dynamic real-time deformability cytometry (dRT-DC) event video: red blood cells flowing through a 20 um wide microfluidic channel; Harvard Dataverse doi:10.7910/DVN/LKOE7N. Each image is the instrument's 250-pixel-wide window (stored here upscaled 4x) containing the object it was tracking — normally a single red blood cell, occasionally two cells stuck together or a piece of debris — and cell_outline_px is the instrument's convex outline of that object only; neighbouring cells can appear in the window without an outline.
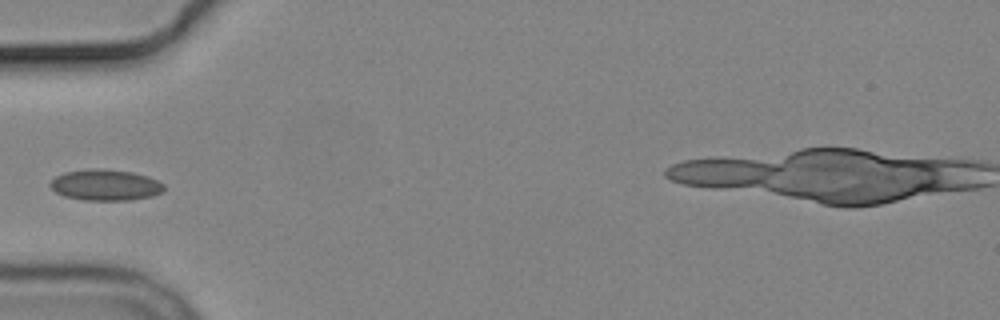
{"species": "common noctule bat (a hibernating species)", "species_latin": "Nyctalus noctula", "temperature_condition": "cold", "stored_images_in_passage": 6, "camera_frame_rate_fps": 3000, "um_per_image_px": 0.085, "animal": {"sex": "male", "body_mass_g": 19.2, "forearm_length_mm": 51.8}, "frame": {"image": 1, "passage_image": 5, "time_ms": 5.667, "image_size_px": [1000, 320], "cell_outline_px": [[164, 192], [152, 196], [128, 200], [84, 200], [64, 196], [56, 192], [48, 184], [56, 176], [64, 172], [96, 168], [100, 168], [132, 172], [148, 176], [164, 184]], "centroid_in_image_um": [8.97, 15.72], "position_along_channel_um": 76.0, "area_um2": 20.58}}
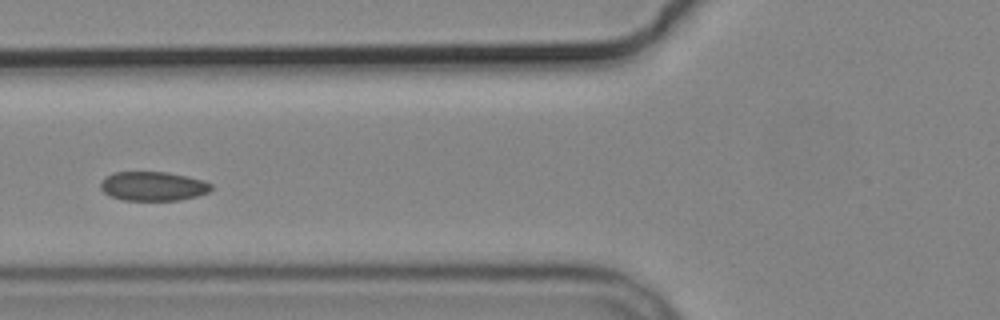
{"frame": {"image": 2, "passage_image": 6, "time_ms": 6.667, "image_size_px": [1000, 320], "cell_outline_px": [[212, 188], [208, 192], [196, 196], [180, 200], [124, 200], [112, 196], [104, 192], [100, 188], [100, 180], [104, 176], [112, 172], [168, 172], [204, 180], [212, 184]], "centroid_in_image_um": [12.99, 15.81], "position_along_channel_um": 112.8, "area_um2": 18.9}}